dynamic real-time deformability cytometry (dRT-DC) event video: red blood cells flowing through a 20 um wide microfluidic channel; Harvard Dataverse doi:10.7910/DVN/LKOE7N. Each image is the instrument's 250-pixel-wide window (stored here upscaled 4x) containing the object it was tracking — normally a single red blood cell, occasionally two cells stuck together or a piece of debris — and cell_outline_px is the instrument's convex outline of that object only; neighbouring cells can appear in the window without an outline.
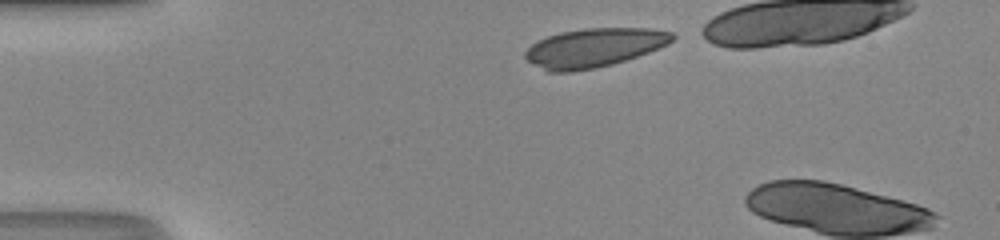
{"species": "human", "species_latin": "Homo sapiens", "temperature_condition": "room temperature", "stored_images_in_passage": 4, "camera_frame_rate_fps": 3000, "um_per_image_px": 0.085, "donor": {"sex": "male"}, "frame": {"image": 1, "passage_image": 1, "time_ms": 0.0, "image_size_px": [1000, 240], "cell_outline_px": [[676, 36], [668, 44], [648, 52], [612, 64], [596, 68], [572, 72], [548, 72], [528, 60], [524, 56], [524, 52], [532, 44], [548, 36], [560, 32], [584, 28], [652, 28], [672, 32]], "centroid_in_image_um": [50.5, 4.05], "position_along_channel_um": 34.5, "area_um2": 33.18}}